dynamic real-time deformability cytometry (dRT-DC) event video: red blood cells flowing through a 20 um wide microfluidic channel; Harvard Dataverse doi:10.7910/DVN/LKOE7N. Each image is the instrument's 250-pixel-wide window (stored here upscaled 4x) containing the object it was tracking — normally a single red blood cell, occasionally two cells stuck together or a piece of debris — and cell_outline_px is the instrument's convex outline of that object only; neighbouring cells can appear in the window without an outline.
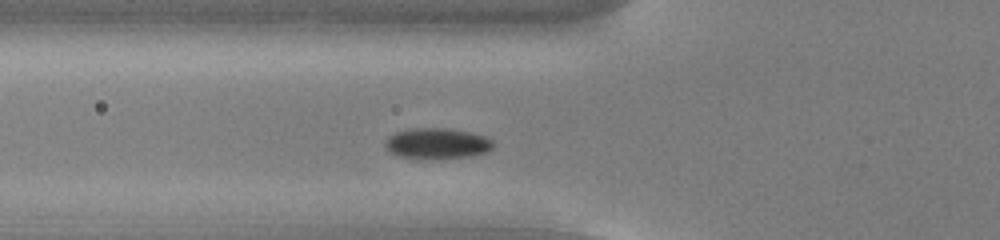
{"species": "common noctule bat (a hibernating species)", "species_latin": "Nyctalus noctula", "temperature_condition": "cold", "stored_images_in_passage": 43, "camera_frame_rate_fps": 3000, "um_per_image_px": 0.085, "animal": {"sex": "male", "body_mass_g": 13.0, "forearm_length_mm": 53.1}, "frame": {"image": 1, "passage_image": 8, "time_ms": 2.333, "image_size_px": [1000, 240], "cell_outline_px": [[496, 144], [492, 148], [484, 152], [472, 156], [432, 160], [396, 156], [388, 152], [384, 144], [384, 140], [388, 136], [396, 132], [412, 128], [444, 128], [472, 132], [484, 136], [492, 140]], "centroid_in_image_um": [37.12, 12.21], "position_along_channel_um": 88.7, "area_um2": 19.83}}
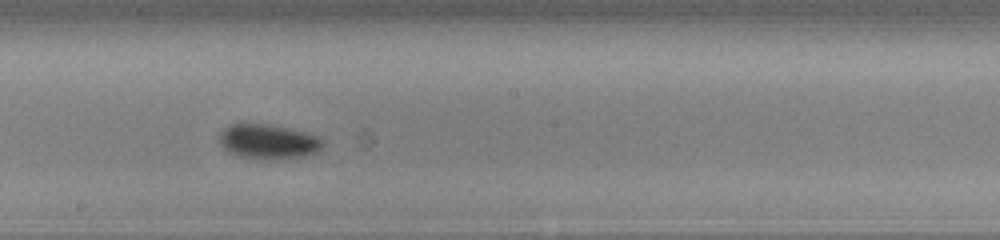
{"frame": {"image": 2, "passage_image": 19, "time_ms": 6.0, "image_size_px": [1000, 240], "cell_outline_px": [[324, 144], [316, 152], [304, 156], [240, 156], [224, 148], [220, 144], [220, 132], [228, 124], [268, 124], [288, 128], [304, 132], [316, 136], [324, 140]], "centroid_in_image_um": [22.79, 11.97], "position_along_channel_um": 225.4, "area_um2": 19.77}}
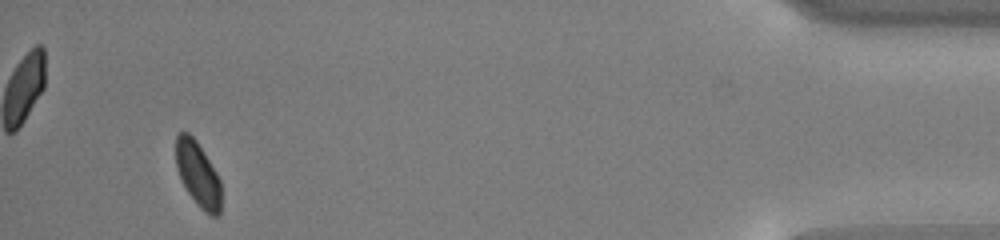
{"frame": {"image": 3, "passage_image": 40, "time_ms": 13.0, "image_size_px": [1000, 240], "cell_outline_px": [[220, 212], [216, 216], [212, 216], [204, 212], [196, 204], [180, 180], [176, 168], [176, 136], [180, 132], [188, 132], [196, 140], [204, 152], [216, 172], [220, 180]], "centroid_in_image_um": [16.8, 14.81], "position_along_channel_um": 418.4, "area_um2": 17.11}, "authors_computed_cell_mechanics": {"area_um2": 19.3052, "velocity_mm_per_s": 3.7274, "shape_relaxation_time_tau1_ms": 1.5218, "shape_relaxation_time_tau2_ms": null, "deformation_change_tau1": 0.0656, "deformation_change_tau2": null}}